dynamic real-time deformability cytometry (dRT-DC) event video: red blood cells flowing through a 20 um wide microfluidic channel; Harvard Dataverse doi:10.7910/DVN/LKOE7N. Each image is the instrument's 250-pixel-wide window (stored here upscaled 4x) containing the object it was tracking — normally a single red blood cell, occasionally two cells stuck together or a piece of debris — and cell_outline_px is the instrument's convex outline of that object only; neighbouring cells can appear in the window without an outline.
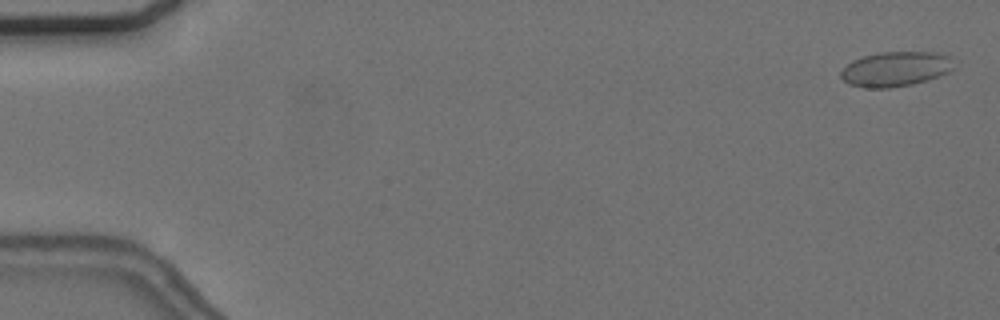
{"species": "common noctule bat (a hibernating species)", "species_latin": "Nyctalus noctula", "temperature_condition": "cold", "stored_images_in_passage": 56, "camera_frame_rate_fps": 3000, "um_per_image_px": 0.085, "animal": {"sex": "female", "body_mass_g": 24.6, "forearm_length_mm": 56.2}, "frame": {"image": 1, "passage_image": 2, "time_ms": 0.333, "image_size_px": [1000, 320], "cell_outline_px": [[956, 68], [948, 72], [928, 80], [912, 84], [888, 88], [868, 88], [848, 84], [840, 76], [840, 72], [852, 60], [864, 56], [880, 52], [936, 52], [952, 56]], "centroid_in_image_um": [76.17, 5.86], "position_along_channel_um": 8.8, "area_um2": 23.12}}
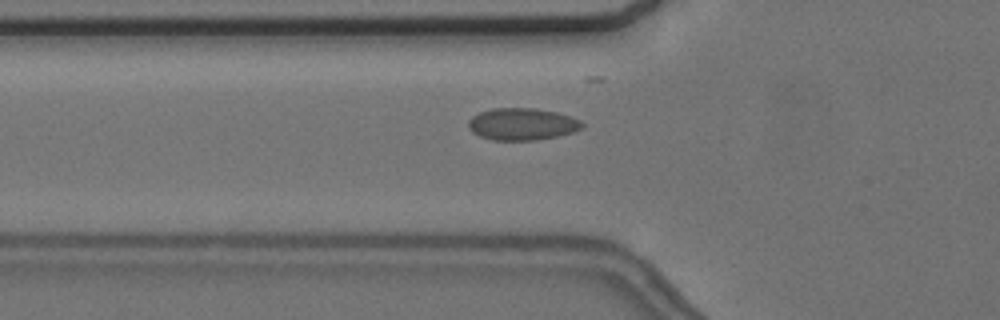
{"frame": {"image": 2, "passage_image": 20, "time_ms": 6.333, "image_size_px": [1000, 320], "cell_outline_px": [[584, 128], [572, 132], [556, 136], [536, 140], [492, 140], [480, 136], [472, 132], [468, 128], [468, 120], [472, 116], [480, 112], [492, 108], [536, 108], [556, 112], [580, 120], [584, 124]], "centroid_in_image_um": [44.36, 10.55], "position_along_channel_um": 81.4, "area_um2": 21.27}}
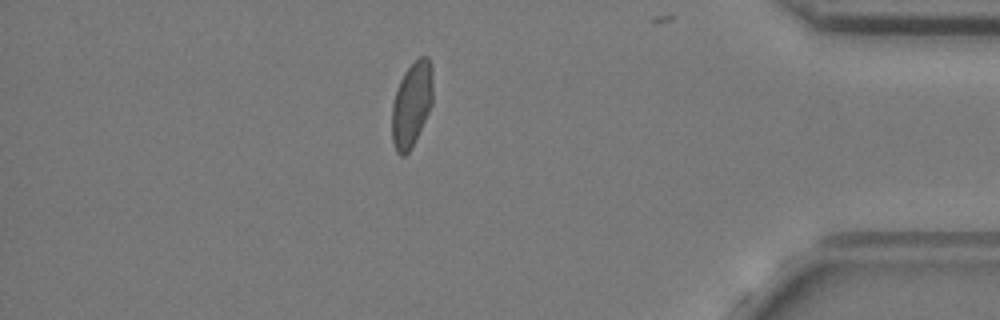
{"frame": {"image": 3, "passage_image": 49, "time_ms": 16.0, "image_size_px": [1000, 320], "cell_outline_px": [[432, 104], [408, 152], [404, 156], [400, 156], [396, 152], [392, 140], [392, 104], [396, 88], [404, 72], [420, 56], [428, 56], [432, 64]], "centroid_in_image_um": [34.98, 8.83], "position_along_channel_um": 400.2, "area_um2": 20.06}}